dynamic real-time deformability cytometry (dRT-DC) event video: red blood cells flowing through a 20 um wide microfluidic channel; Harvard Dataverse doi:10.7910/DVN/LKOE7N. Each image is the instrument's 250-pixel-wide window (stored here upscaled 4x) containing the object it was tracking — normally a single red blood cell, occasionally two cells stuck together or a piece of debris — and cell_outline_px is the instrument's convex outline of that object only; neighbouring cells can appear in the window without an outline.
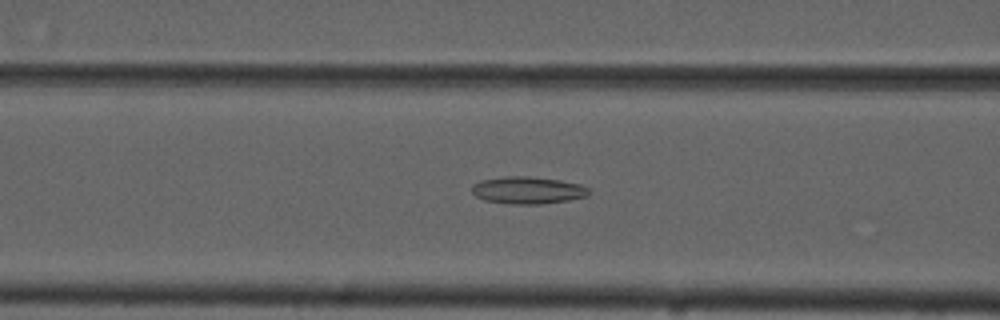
{"species": "common noctule bat (a hibernating species)", "species_latin": "Nyctalus noctula", "temperature_condition": "cold", "stored_images_in_passage": 47, "camera_frame_rate_fps": 3000, "um_per_image_px": 0.085, "animal": {"sex": "male", "forearm_length_mm": 52.5}, "frame": {"image": 1, "passage_image": 15, "time_ms": 4.667, "image_size_px": [1000, 320], "cell_outline_px": [[588, 196], [568, 200], [540, 204], [512, 204], [484, 200], [476, 196], [472, 192], [472, 184], [480, 180], [504, 176], [528, 176], [560, 180], [580, 184], [588, 188]], "centroid_in_image_um": [44.83, 16.16], "position_along_channel_um": 121.8, "area_um2": 18.55}}
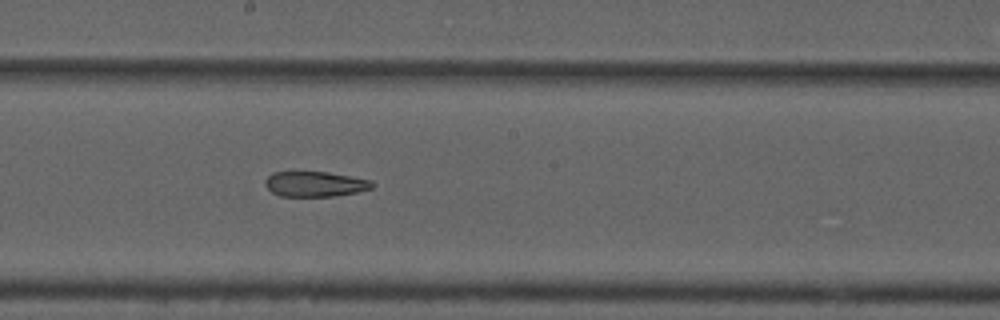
{"frame": {"image": 2, "passage_image": 23, "time_ms": 7.333, "image_size_px": [1000, 320], "cell_outline_px": [[376, 184], [372, 188], [356, 192], [336, 196], [280, 196], [272, 192], [264, 184], [264, 180], [272, 172], [328, 172], [372, 180]], "centroid_in_image_um": [26.79, 15.64], "position_along_channel_um": 221.4, "area_um2": 15.78}}
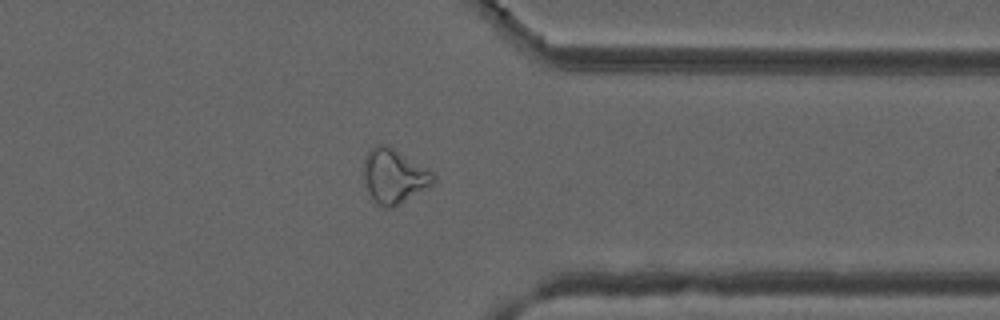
{"frame": {"image": 3, "passage_image": 36, "time_ms": 11.667, "image_size_px": [1000, 320], "cell_outline_px": [[436, 184], [392, 208], [384, 208], [368, 192], [364, 184], [364, 156], [372, 148], [380, 144], [388, 144], [432, 172], [436, 176]], "centroid_in_image_um": [33.52, 14.97], "position_along_channel_um": 377.9, "area_um2": 22.08}, "authors_computed_cell_mechanics": {"area_um2": 20.4612, "velocity_mm_per_s": 3.7341, "shape_relaxation_time_tau1_ms": null, "shape_relaxation_time_tau2_ms": 5.9272, "deformation_change_tau1": null, "deformation_change_tau2": 0.159}}